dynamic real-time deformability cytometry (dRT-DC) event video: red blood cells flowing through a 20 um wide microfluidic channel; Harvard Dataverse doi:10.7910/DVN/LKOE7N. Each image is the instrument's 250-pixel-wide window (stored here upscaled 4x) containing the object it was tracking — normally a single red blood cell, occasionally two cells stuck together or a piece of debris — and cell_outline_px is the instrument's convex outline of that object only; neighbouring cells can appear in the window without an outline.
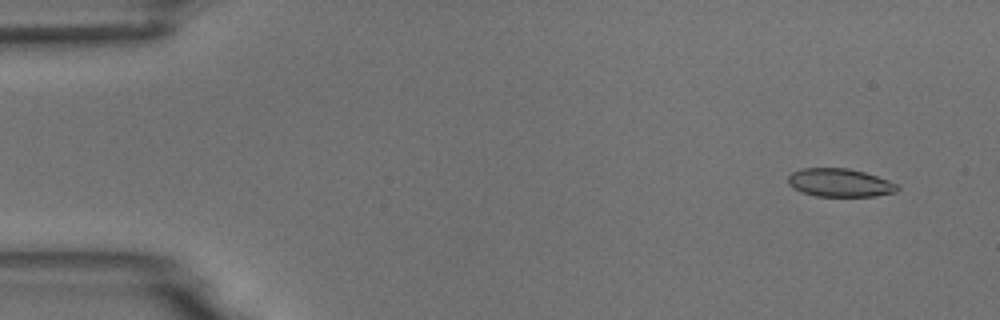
{"species": "common noctule bat (a hibernating species)", "species_latin": "Nyctalus noctula", "temperature_condition": "room temperature", "stored_images_in_passage": 5, "camera_frame_rate_fps": 3000, "um_per_image_px": 0.085, "animal": {"sex": "male", "body_mass_g": 18.8}, "frame": {"image": 1, "passage_image": 1, "time_ms": 0.0, "image_size_px": [1000, 320], "cell_outline_px": [[900, 188], [896, 192], [876, 196], [816, 196], [800, 192], [792, 188], [788, 184], [788, 176], [792, 172], [800, 168], [848, 168], [864, 172], [888, 180], [896, 184]], "centroid_in_image_um": [71.35, 15.53], "position_along_channel_um": 13.7, "area_um2": 18.09}}
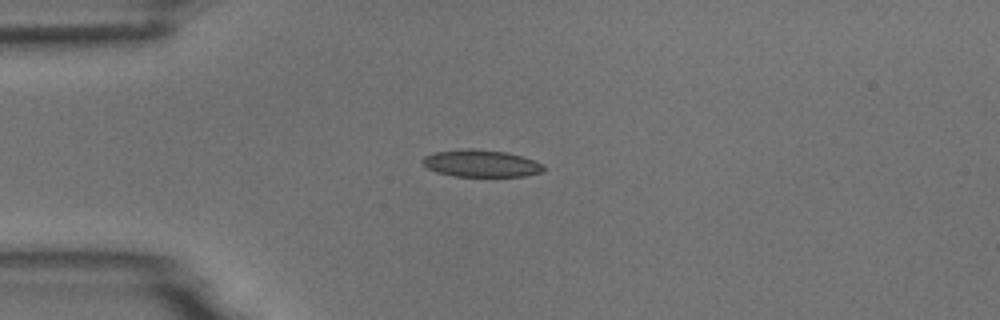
{"frame": {"image": 2, "passage_image": 4, "time_ms": 3.333, "image_size_px": [1000, 320], "cell_outline_px": [[544, 172], [524, 176], [452, 176], [436, 172], [428, 168], [420, 160], [424, 156], [436, 152], [468, 148], [472, 148], [504, 152], [520, 156], [544, 164]], "centroid_in_image_um": [40.88, 13.89], "position_along_channel_um": 44.1, "area_um2": 19.02}}